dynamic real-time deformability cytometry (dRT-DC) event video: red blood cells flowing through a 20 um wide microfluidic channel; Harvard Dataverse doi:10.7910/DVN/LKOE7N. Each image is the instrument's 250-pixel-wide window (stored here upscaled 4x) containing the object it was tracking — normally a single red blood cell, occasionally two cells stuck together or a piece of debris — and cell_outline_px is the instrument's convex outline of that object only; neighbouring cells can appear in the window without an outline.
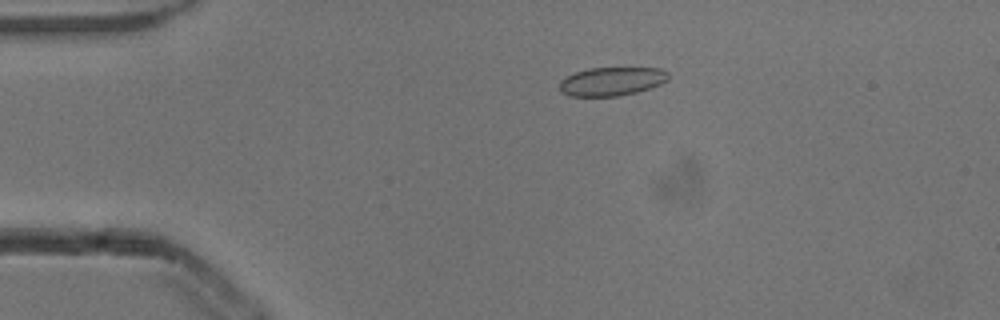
{"species": "common noctule bat (a hibernating species)", "species_latin": "Nyctalus noctula", "temperature_condition": "cold", "stored_images_in_passage": 12, "camera_frame_rate_fps": 3000, "um_per_image_px": 0.085, "animal": {"sex": "male", "body_mass_g": 13.3}, "frame": {"image": 1, "passage_image": 4, "time_ms": 1.0, "image_size_px": [1000, 320], "cell_outline_px": [[668, 80], [652, 88], [620, 96], [568, 96], [560, 92], [560, 80], [576, 72], [588, 68], [660, 68], [668, 72]], "centroid_in_image_um": [52.0, 6.92], "position_along_channel_um": 33.0, "area_um2": 18.21}}
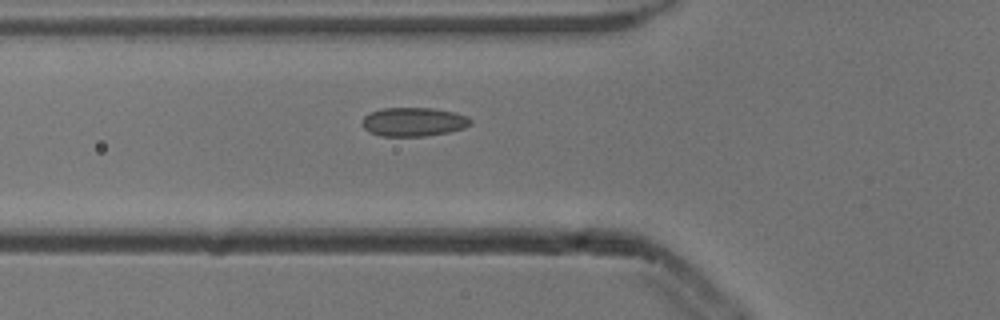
{"frame": {"image": 2, "passage_image": 12, "time_ms": 3.667, "image_size_px": [1000, 320], "cell_outline_px": [[472, 124], [464, 128], [448, 132], [424, 136], [380, 136], [368, 132], [360, 124], [360, 120], [364, 116], [380, 108], [432, 108], [456, 112], [468, 116], [472, 120]], "centroid_in_image_um": [35.14, 10.35], "position_along_channel_um": 90.7, "area_um2": 18.5}}